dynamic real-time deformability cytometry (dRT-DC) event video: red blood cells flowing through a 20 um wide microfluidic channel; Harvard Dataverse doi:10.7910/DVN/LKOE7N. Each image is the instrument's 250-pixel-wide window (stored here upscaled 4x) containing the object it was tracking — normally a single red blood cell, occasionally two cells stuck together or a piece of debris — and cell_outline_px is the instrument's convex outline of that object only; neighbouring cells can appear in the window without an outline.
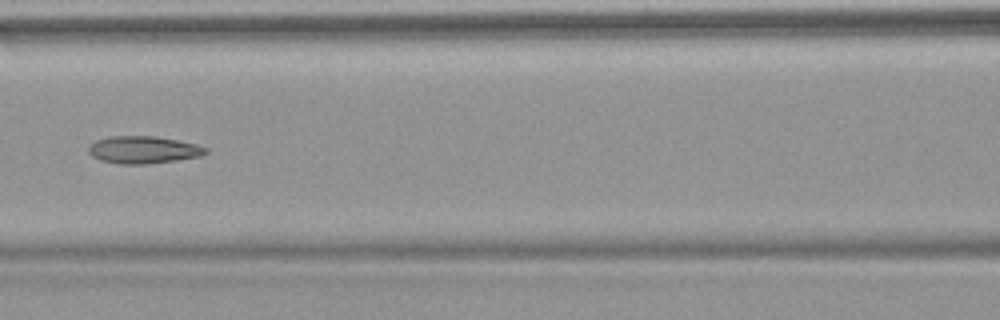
{"species": "common noctule bat (a hibernating species)", "species_latin": "Nyctalus noctula", "temperature_condition": "warm", "stored_images_in_passage": 8, "camera_frame_rate_fps": 3000, "um_per_image_px": 0.085, "animal": {"sex": "female", "body_mass_g": 18.4}, "frame": {"image": 1, "passage_image": 6, "time_ms": 7.0, "image_size_px": [1000, 320], "cell_outline_px": [[208, 152], [200, 156], [176, 160], [148, 164], [120, 164], [100, 160], [92, 156], [88, 152], [88, 148], [96, 140], [108, 136], [156, 136], [196, 144], [208, 148]], "centroid_in_image_um": [12.18, 12.73], "position_along_channel_um": 154.4, "area_um2": 18.67}}
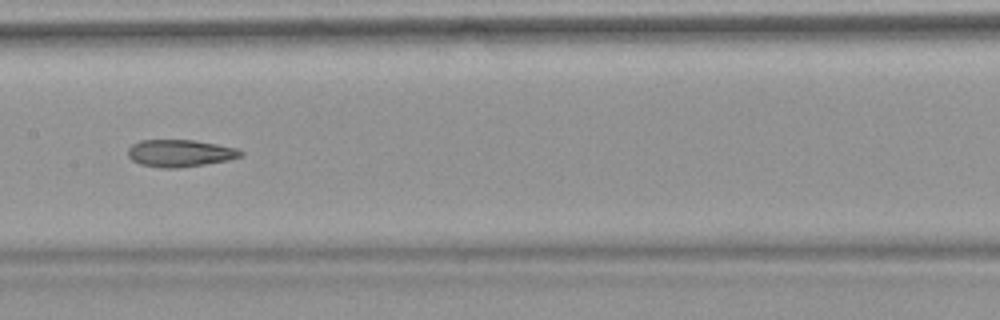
{"frame": {"image": 2, "passage_image": 7, "time_ms": 8.0, "image_size_px": [1000, 320], "cell_outline_px": [[244, 156], [228, 160], [204, 164], [176, 168], [160, 168], [140, 164], [132, 160], [128, 156], [128, 148], [132, 144], [140, 140], [192, 140], [216, 144], [236, 148], [244, 152]], "centroid_in_image_um": [15.29, 13.02], "position_along_channel_um": 192.1, "area_um2": 17.86}}
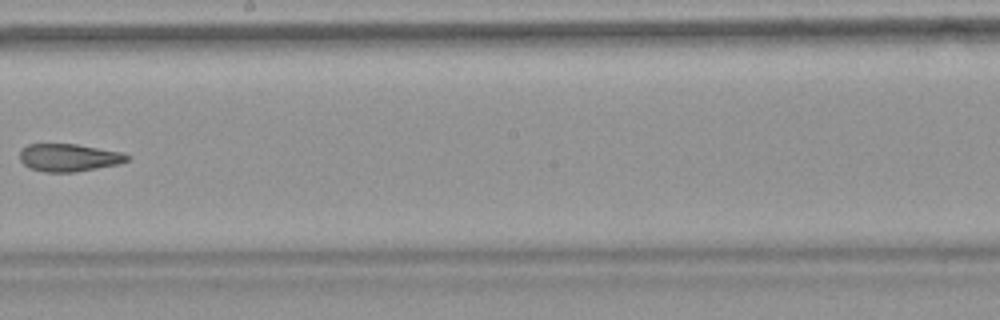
{"frame": {"image": 3, "passage_image": 8, "time_ms": 9.333, "image_size_px": [1000, 320], "cell_outline_px": [[132, 156], [128, 160], [120, 164], [76, 172], [44, 172], [28, 168], [20, 160], [20, 148], [28, 144], [76, 144], [120, 152]], "centroid_in_image_um": [5.84, 13.4], "position_along_channel_um": 242.4, "area_um2": 17.46}}